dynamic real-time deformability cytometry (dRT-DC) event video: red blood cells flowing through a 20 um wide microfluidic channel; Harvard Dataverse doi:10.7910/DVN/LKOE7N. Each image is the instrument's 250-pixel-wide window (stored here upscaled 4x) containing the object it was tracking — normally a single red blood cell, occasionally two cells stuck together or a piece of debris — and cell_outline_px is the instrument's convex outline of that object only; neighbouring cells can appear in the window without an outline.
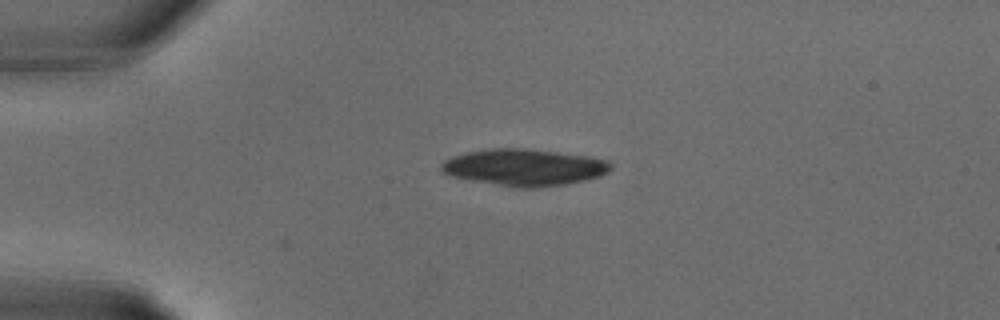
{"species": "common noctule bat (a hibernating species)", "species_latin": "Nyctalus noctula", "temperature_condition": "warm", "stored_images_in_passage": 5, "camera_frame_rate_fps": 3000, "um_per_image_px": 0.085, "animal": {"sex": "male", "body_mass_g": 18.8}, "frame": {"image": 1, "passage_image": 1, "time_ms": 0.0, "image_size_px": [1000, 320], "cell_outline_px": [[612, 168], [608, 172], [600, 176], [584, 180], [564, 184], [532, 188], [520, 188], [452, 176], [444, 172], [440, 168], [440, 164], [444, 160], [452, 156], [468, 152], [488, 148], [524, 148], [588, 156], [608, 160], [612, 164]], "centroid_in_image_um": [44.58, 14.21], "position_along_channel_um": 40.4, "area_um2": 35.95}}